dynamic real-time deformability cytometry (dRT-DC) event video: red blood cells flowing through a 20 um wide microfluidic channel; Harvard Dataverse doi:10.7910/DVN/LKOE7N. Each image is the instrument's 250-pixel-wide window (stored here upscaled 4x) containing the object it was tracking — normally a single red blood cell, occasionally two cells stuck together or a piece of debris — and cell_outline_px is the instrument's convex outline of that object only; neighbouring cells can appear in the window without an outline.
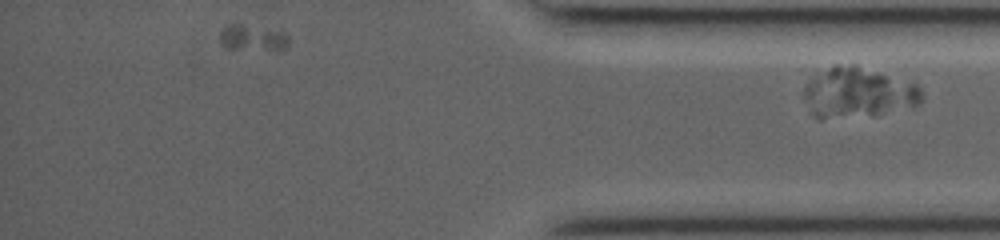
{"species": "common noctule bat (a hibernating species)", "species_latin": "Nyctalus noctula", "temperature_condition": "room temperature", "stored_images_in_passage": 30, "camera_frame_rate_fps": 3000, "um_per_image_px": 0.085, "animal": {"sex": "female", "body_mass_g": 19.0, "forearm_length_mm": 53.3}, "frame": {"image": 1, "passage_image": 30, "time_ms": 9.667, "image_size_px": [1000, 240], "cell_outline_px": [[924, 96], [916, 104], [872, 116], [820, 120], [812, 112], [804, 100], [804, 88], [812, 80], [836, 64], [856, 64], [916, 84], [924, 92]], "centroid_in_image_um": [72.94, 7.9], "position_along_channel_um": 362.3, "area_um2": 34.16}}